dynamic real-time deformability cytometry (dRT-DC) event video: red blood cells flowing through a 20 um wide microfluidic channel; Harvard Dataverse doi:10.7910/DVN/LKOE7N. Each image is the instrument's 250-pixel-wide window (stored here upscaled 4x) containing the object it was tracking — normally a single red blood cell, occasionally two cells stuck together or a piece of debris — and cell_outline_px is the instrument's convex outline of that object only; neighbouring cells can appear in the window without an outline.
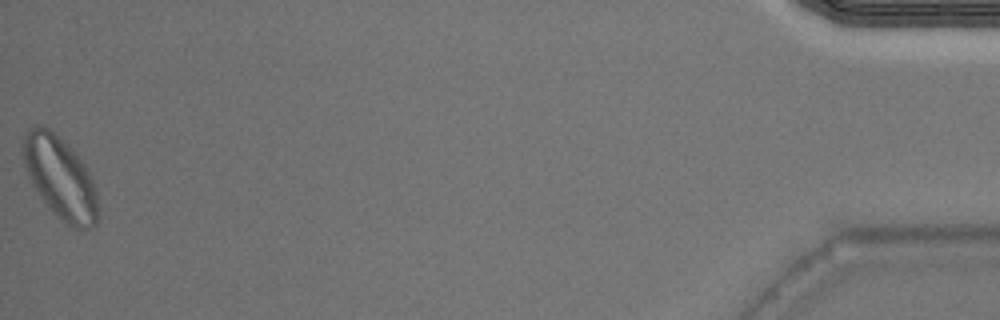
{"species": "Egyptian fruit bat (a non-hibernating species)", "species_latin": "Rousettus aegyptiacus", "temperature_condition": "warm", "stored_images_in_passage": 43, "segment_of_instrument_passage": [2, 2], "camera_frame_rate_fps": 3000, "um_per_image_px": 0.085, "animal": {"sex": "male"}, "frame": {"image": 1, "passage_image": 43, "time_ms": 14.0, "image_size_px": [1000, 320], "cell_outline_px": [[100, 216], [96, 224], [88, 228], [76, 228], [68, 224], [52, 212], [48, 208], [32, 184], [28, 176], [20, 152], [24, 136], [36, 124], [48, 128], [68, 144], [88, 168], [92, 176], [96, 192]], "centroid_in_image_um": [5.12, 15.11], "position_along_channel_um": 430.1, "area_um2": 36.13}}